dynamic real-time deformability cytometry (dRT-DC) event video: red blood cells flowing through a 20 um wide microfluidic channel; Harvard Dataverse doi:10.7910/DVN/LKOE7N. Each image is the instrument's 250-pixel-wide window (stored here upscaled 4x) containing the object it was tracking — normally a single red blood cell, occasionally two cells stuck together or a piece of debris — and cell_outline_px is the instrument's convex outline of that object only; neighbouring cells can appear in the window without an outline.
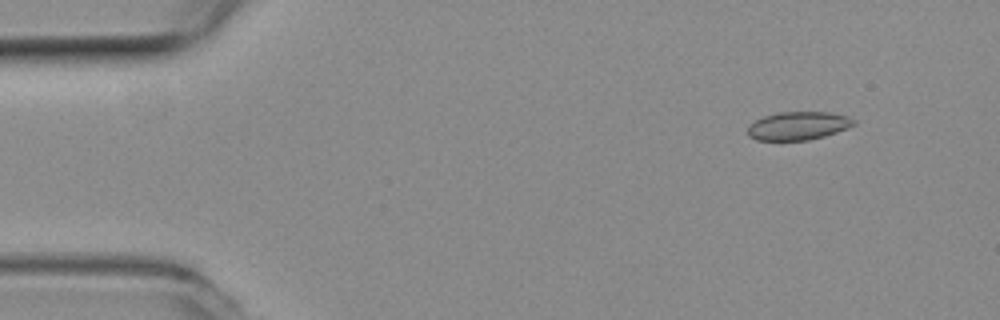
{"species": "common noctule bat (a hibernating species)", "species_latin": "Nyctalus noctula", "temperature_condition": "room temperature", "stored_images_in_passage": 56, "camera_frame_rate_fps": 3000, "um_per_image_px": 0.085, "animal": {"sex": "female", "body_mass_g": 19.3, "forearm_length_mm": 54.1}, "frame": {"image": 1, "passage_image": 6, "time_ms": 1.667, "image_size_px": [1000, 320], "cell_outline_px": [[856, 124], [848, 128], [824, 136], [808, 140], [756, 140], [748, 136], [748, 128], [756, 120], [764, 116], [776, 112], [828, 112], [848, 116], [856, 120]], "centroid_in_image_um": [67.87, 10.69], "position_along_channel_um": 17.1, "area_um2": 17.46}}
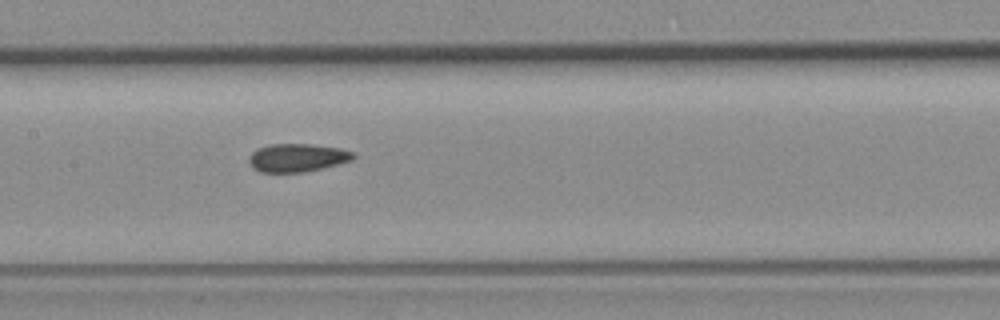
{"frame": {"image": 2, "passage_image": 27, "time_ms": 8.667, "image_size_px": [1000, 320], "cell_outline_px": [[356, 156], [352, 160], [304, 172], [260, 172], [252, 168], [248, 160], [248, 156], [256, 148], [272, 144], [312, 144], [340, 148], [356, 152]], "centroid_in_image_um": [25.25, 13.39], "position_along_channel_um": 182.2, "area_um2": 17.22}}
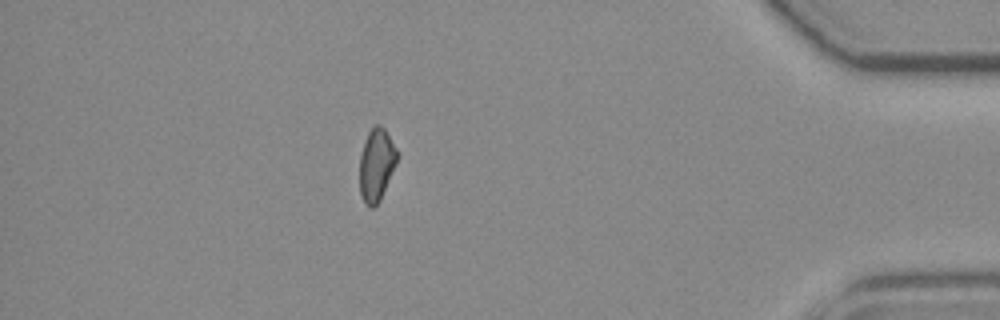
{"frame": {"image": 3, "passage_image": 49, "time_ms": 16.0, "image_size_px": [1000, 320], "cell_outline_px": [[400, 152], [396, 164], [380, 200], [372, 208], [368, 208], [364, 204], [360, 192], [360, 156], [364, 140], [368, 132], [376, 124], [380, 124], [384, 128]], "centroid_in_image_um": [32.01, 13.99], "position_along_channel_um": 403.2, "area_um2": 16.07}, "authors_computed_cell_mechanics": {"area_um2": 17.1955, "velocity_mm_per_s": 3.6944, "shape_relaxation_time_tau1_ms": 10.8133, "shape_relaxation_time_tau2_ms": 3.1739, "deformation_change_tau1": 0.1488, "deformation_change_tau2": 0.0933}}